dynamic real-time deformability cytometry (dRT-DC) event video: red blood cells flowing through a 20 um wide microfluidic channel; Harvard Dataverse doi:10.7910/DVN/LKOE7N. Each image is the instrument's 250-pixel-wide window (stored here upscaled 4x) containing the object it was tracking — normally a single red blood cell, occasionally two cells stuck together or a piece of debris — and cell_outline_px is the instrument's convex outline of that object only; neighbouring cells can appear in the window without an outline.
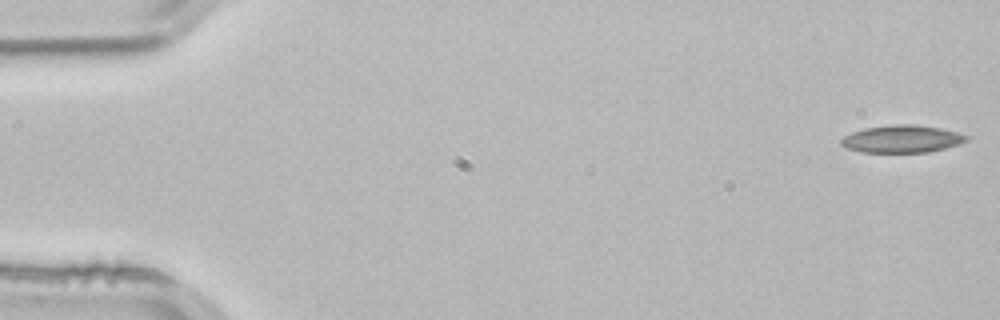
{"species": "common noctule bat (a hibernating species)", "species_latin": "Nyctalus noctula", "temperature_condition": "room temperature", "stored_images_in_passage": 53, "segment_of_instrument_passage": [1, 2], "camera_frame_rate_fps": 3000, "um_per_image_px": 0.085, "animal": {"sex": "male", "body_mass_g": 21.5, "forearm_length_mm": 52.0}, "frame": {"image": 1, "passage_image": 1, "time_ms": 0.0, "image_size_px": [1000, 320], "cell_outline_px": [[968, 140], [960, 144], [928, 152], [860, 152], [844, 148], [840, 144], [840, 140], [844, 136], [852, 132], [864, 128], [892, 124], [916, 124], [940, 128], [956, 132], [968, 136]], "centroid_in_image_um": [76.63, 11.81], "position_along_channel_um": 8.4, "area_um2": 20.17}}
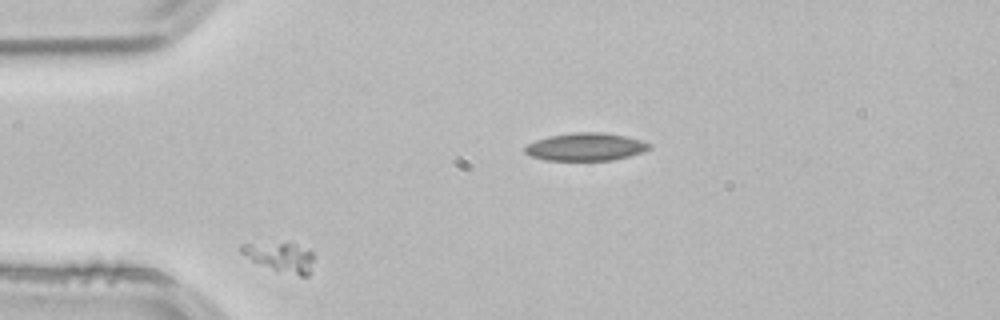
{"frame": {"image": 2, "passage_image": 11, "time_ms": 3.333, "image_size_px": [1000, 320], "cell_outline_px": [[312, 272], [308, 276], [300, 276], [272, 268], [252, 260], [240, 252], [240, 244], [296, 244], [312, 252]], "centroid_in_image_um": [23.88, 21.87], "position_along_channel_um": 61.1, "area_um2": 11.85}}
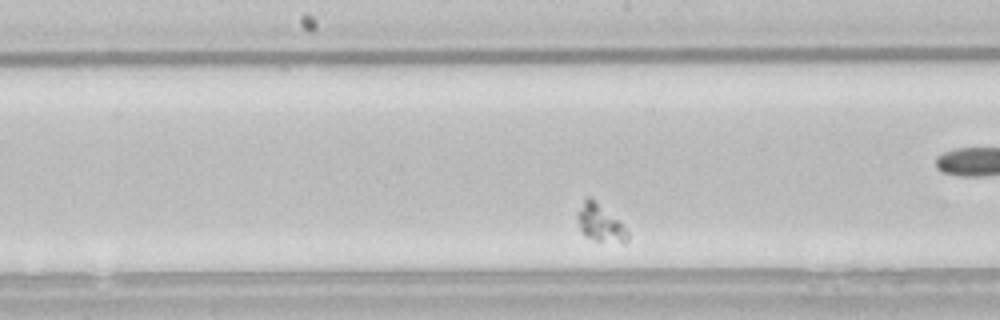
{"frame": {"image": 3, "passage_image": 24, "time_ms": 7.667, "image_size_px": [1000, 320], "cell_outline_px": [[628, 240], [624, 244], [596, 240], [584, 236], [580, 232], [576, 216], [576, 212], [584, 200], [588, 196], [596, 200], [628, 232]], "centroid_in_image_um": [50.96, 18.97], "position_along_channel_um": 197.2, "area_um2": 10.81}}